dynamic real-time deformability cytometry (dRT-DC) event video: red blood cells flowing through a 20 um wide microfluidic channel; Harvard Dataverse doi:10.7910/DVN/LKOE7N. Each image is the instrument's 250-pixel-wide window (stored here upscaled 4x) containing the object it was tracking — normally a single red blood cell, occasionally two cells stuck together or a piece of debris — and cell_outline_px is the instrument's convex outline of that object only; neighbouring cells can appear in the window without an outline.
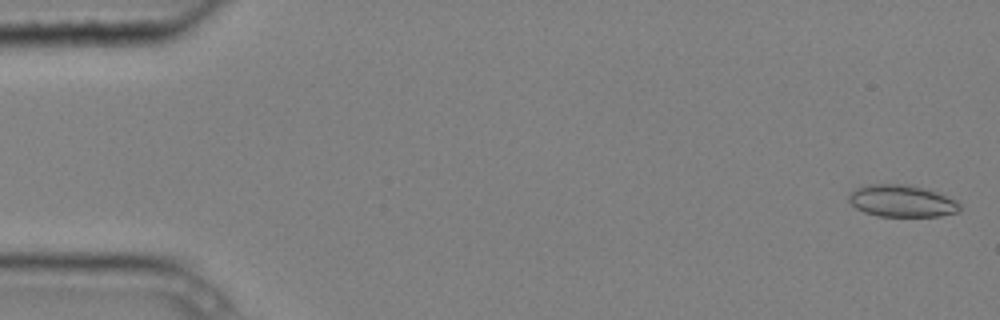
{"species": "common noctule bat (a hibernating species)", "species_latin": "Nyctalus noctula", "temperature_condition": "cold", "stored_images_in_passage": 6, "camera_frame_rate_fps": 3000, "um_per_image_px": 0.085, "animal": {"sex": "male", "body_mass_g": 20.4}, "frame": {"image": 1, "passage_image": 1, "time_ms": 0.0, "image_size_px": [1000, 320], "cell_outline_px": [[960, 212], [940, 216], [876, 216], [864, 212], [856, 208], [848, 200], [848, 196], [860, 184], [908, 184], [936, 192], [948, 196], [956, 200], [960, 204]], "centroid_in_image_um": [76.64, 17.08], "position_along_channel_um": 8.4, "area_um2": 20.87}}